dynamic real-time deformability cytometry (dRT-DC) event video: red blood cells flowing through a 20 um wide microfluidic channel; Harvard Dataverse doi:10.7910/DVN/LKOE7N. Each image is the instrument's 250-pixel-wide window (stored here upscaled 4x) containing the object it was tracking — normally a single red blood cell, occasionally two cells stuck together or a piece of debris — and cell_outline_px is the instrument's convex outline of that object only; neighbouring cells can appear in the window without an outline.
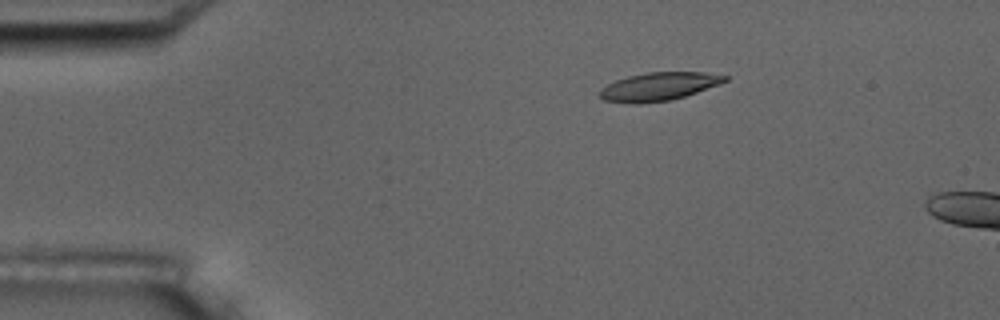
{"species": "common noctule bat (a hibernating species)", "species_latin": "Nyctalus noctula", "temperature_condition": "room temperature", "stored_images_in_passage": 5, "camera_frame_rate_fps": 3000, "um_per_image_px": 0.085, "animal": {"sex": "male", "body_mass_g": 17.5, "forearm_length_mm": 52.3}, "frame": {"image": 1, "passage_image": 3, "time_ms": 2.333, "image_size_px": [1000, 320], "cell_outline_px": [[728, 80], [720, 84], [672, 100], [636, 104], [604, 100], [600, 96], [600, 88], [616, 80], [628, 76], [648, 72], [704, 72], [728, 76]], "centroid_in_image_um": [56.0, 7.35], "position_along_channel_um": 29.0, "area_um2": 20.46}}